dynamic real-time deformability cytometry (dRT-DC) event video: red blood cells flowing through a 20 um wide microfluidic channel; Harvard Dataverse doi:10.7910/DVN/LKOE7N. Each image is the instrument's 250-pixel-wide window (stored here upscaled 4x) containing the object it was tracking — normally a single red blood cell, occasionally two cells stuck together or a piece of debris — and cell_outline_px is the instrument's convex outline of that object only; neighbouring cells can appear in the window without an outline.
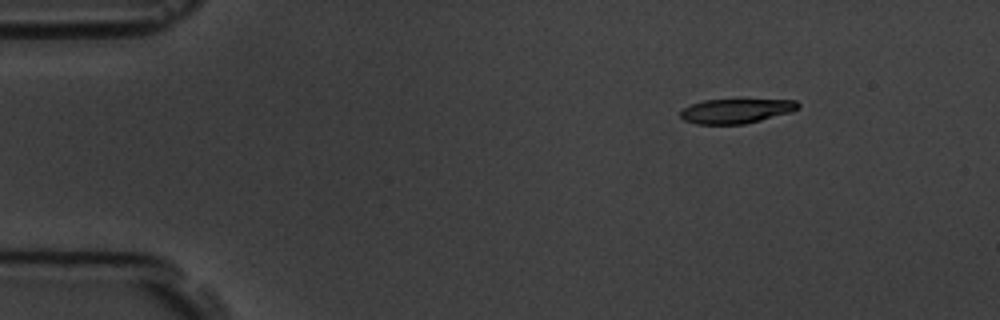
{"species": "common noctule bat (a hibernating species)", "species_latin": "Nyctalus noctula", "temperature_condition": "room temperature", "stored_images_in_passage": 9, "camera_frame_rate_fps": 3000, "um_per_image_px": 0.085, "animal": {"sex": "male", "body_mass_g": 19.5, "forearm_length_mm": 54.6}, "frame": {"image": 1, "passage_image": 1, "time_ms": 0.0, "image_size_px": [1000, 320], "cell_outline_px": [[800, 108], [792, 112], [744, 124], [696, 124], [684, 120], [680, 116], [680, 112], [684, 108], [692, 104], [704, 100], [740, 96], [796, 100], [800, 104]], "centroid_in_image_um": [62.65, 9.36], "position_along_channel_um": 22.4, "area_um2": 18.03}}
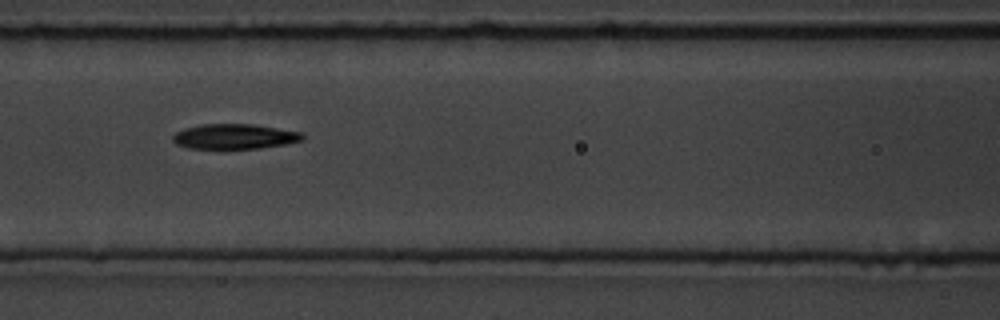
{"frame": {"image": 2, "passage_image": 6, "time_ms": 5.667, "image_size_px": [1000, 320], "cell_outline_px": [[304, 140], [288, 144], [260, 148], [188, 148], [176, 144], [172, 140], [172, 136], [176, 132], [184, 128], [200, 124], [252, 124], [304, 132]], "centroid_in_image_um": [19.97, 11.59], "position_along_channel_um": 146.6, "area_um2": 19.07}}
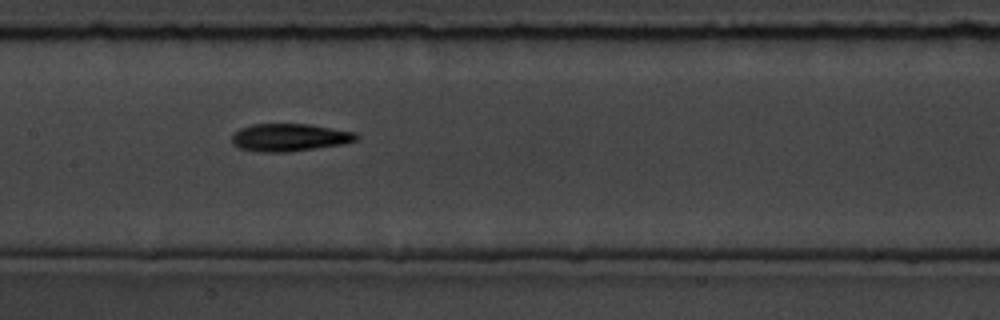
{"frame": {"image": 3, "passage_image": 7, "time_ms": 6.667, "image_size_px": [1000, 320], "cell_outline_px": [[360, 136], [356, 140], [344, 144], [288, 152], [260, 152], [240, 148], [232, 144], [232, 136], [240, 128], [252, 124], [308, 124], [356, 132]], "centroid_in_image_um": [24.62, 11.68], "position_along_channel_um": 182.8, "area_um2": 20.06}}